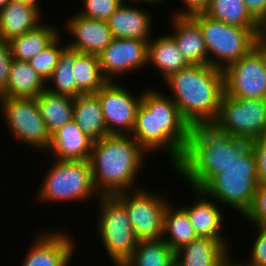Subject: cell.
<instances>
[{
	"label": "cell",
	"mask_w": 266,
	"mask_h": 266,
	"mask_svg": "<svg viewBox=\"0 0 266 266\" xmlns=\"http://www.w3.org/2000/svg\"><path fill=\"white\" fill-rule=\"evenodd\" d=\"M190 132L191 126L169 95L144 89L131 136L146 152L168 151L174 169L183 158Z\"/></svg>",
	"instance_id": "1"
},
{
	"label": "cell",
	"mask_w": 266,
	"mask_h": 266,
	"mask_svg": "<svg viewBox=\"0 0 266 266\" xmlns=\"http://www.w3.org/2000/svg\"><path fill=\"white\" fill-rule=\"evenodd\" d=\"M248 146L249 141L233 137L214 123H200L191 127L183 158L174 169L191 189L201 190Z\"/></svg>",
	"instance_id": "2"
},
{
	"label": "cell",
	"mask_w": 266,
	"mask_h": 266,
	"mask_svg": "<svg viewBox=\"0 0 266 266\" xmlns=\"http://www.w3.org/2000/svg\"><path fill=\"white\" fill-rule=\"evenodd\" d=\"M145 154L149 153L131 135H108L93 141L89 162L98 193L115 195L143 188L136 179Z\"/></svg>",
	"instance_id": "3"
},
{
	"label": "cell",
	"mask_w": 266,
	"mask_h": 266,
	"mask_svg": "<svg viewBox=\"0 0 266 266\" xmlns=\"http://www.w3.org/2000/svg\"><path fill=\"white\" fill-rule=\"evenodd\" d=\"M164 82L180 114L191 127L214 122L225 94L223 70L210 65H188Z\"/></svg>",
	"instance_id": "4"
},
{
	"label": "cell",
	"mask_w": 266,
	"mask_h": 266,
	"mask_svg": "<svg viewBox=\"0 0 266 266\" xmlns=\"http://www.w3.org/2000/svg\"><path fill=\"white\" fill-rule=\"evenodd\" d=\"M258 185L256 157L249 145L237 160L222 169L201 190L219 205L233 207L244 216Z\"/></svg>",
	"instance_id": "5"
},
{
	"label": "cell",
	"mask_w": 266,
	"mask_h": 266,
	"mask_svg": "<svg viewBox=\"0 0 266 266\" xmlns=\"http://www.w3.org/2000/svg\"><path fill=\"white\" fill-rule=\"evenodd\" d=\"M203 32L208 52V65L224 70L246 56L260 41L262 29H246L228 25L198 12L190 15Z\"/></svg>",
	"instance_id": "6"
},
{
	"label": "cell",
	"mask_w": 266,
	"mask_h": 266,
	"mask_svg": "<svg viewBox=\"0 0 266 266\" xmlns=\"http://www.w3.org/2000/svg\"><path fill=\"white\" fill-rule=\"evenodd\" d=\"M50 168L38 188V202H82L101 196L95 188L88 160H54Z\"/></svg>",
	"instance_id": "7"
},
{
	"label": "cell",
	"mask_w": 266,
	"mask_h": 266,
	"mask_svg": "<svg viewBox=\"0 0 266 266\" xmlns=\"http://www.w3.org/2000/svg\"><path fill=\"white\" fill-rule=\"evenodd\" d=\"M97 217V231L114 266H123L137 247L126 207L114 195H101Z\"/></svg>",
	"instance_id": "8"
},
{
	"label": "cell",
	"mask_w": 266,
	"mask_h": 266,
	"mask_svg": "<svg viewBox=\"0 0 266 266\" xmlns=\"http://www.w3.org/2000/svg\"><path fill=\"white\" fill-rule=\"evenodd\" d=\"M0 112L13 138L44 154L47 152L51 133L41 116L36 98L0 97Z\"/></svg>",
	"instance_id": "9"
},
{
	"label": "cell",
	"mask_w": 266,
	"mask_h": 266,
	"mask_svg": "<svg viewBox=\"0 0 266 266\" xmlns=\"http://www.w3.org/2000/svg\"><path fill=\"white\" fill-rule=\"evenodd\" d=\"M213 123L233 137L249 142L265 136L266 99H240L224 94Z\"/></svg>",
	"instance_id": "10"
},
{
	"label": "cell",
	"mask_w": 266,
	"mask_h": 266,
	"mask_svg": "<svg viewBox=\"0 0 266 266\" xmlns=\"http://www.w3.org/2000/svg\"><path fill=\"white\" fill-rule=\"evenodd\" d=\"M158 193L139 188L114 195L126 207L138 240L162 239L164 212L170 201L166 195Z\"/></svg>",
	"instance_id": "11"
},
{
	"label": "cell",
	"mask_w": 266,
	"mask_h": 266,
	"mask_svg": "<svg viewBox=\"0 0 266 266\" xmlns=\"http://www.w3.org/2000/svg\"><path fill=\"white\" fill-rule=\"evenodd\" d=\"M223 74L226 95L266 99V45L259 41L246 56L226 67Z\"/></svg>",
	"instance_id": "12"
},
{
	"label": "cell",
	"mask_w": 266,
	"mask_h": 266,
	"mask_svg": "<svg viewBox=\"0 0 266 266\" xmlns=\"http://www.w3.org/2000/svg\"><path fill=\"white\" fill-rule=\"evenodd\" d=\"M108 135H131L142 93L137 97L114 81H107L97 92Z\"/></svg>",
	"instance_id": "13"
},
{
	"label": "cell",
	"mask_w": 266,
	"mask_h": 266,
	"mask_svg": "<svg viewBox=\"0 0 266 266\" xmlns=\"http://www.w3.org/2000/svg\"><path fill=\"white\" fill-rule=\"evenodd\" d=\"M98 58L104 78L107 81H113L115 77L133 73L148 66V42L113 38Z\"/></svg>",
	"instance_id": "14"
},
{
	"label": "cell",
	"mask_w": 266,
	"mask_h": 266,
	"mask_svg": "<svg viewBox=\"0 0 266 266\" xmlns=\"http://www.w3.org/2000/svg\"><path fill=\"white\" fill-rule=\"evenodd\" d=\"M51 229L38 232L21 266H69L76 243L64 232ZM71 237V238H70ZM31 246V247H30Z\"/></svg>",
	"instance_id": "15"
},
{
	"label": "cell",
	"mask_w": 266,
	"mask_h": 266,
	"mask_svg": "<svg viewBox=\"0 0 266 266\" xmlns=\"http://www.w3.org/2000/svg\"><path fill=\"white\" fill-rule=\"evenodd\" d=\"M66 27L74 37L66 45L80 53L99 56L114 38L107 21L87 18L79 13L69 18Z\"/></svg>",
	"instance_id": "16"
},
{
	"label": "cell",
	"mask_w": 266,
	"mask_h": 266,
	"mask_svg": "<svg viewBox=\"0 0 266 266\" xmlns=\"http://www.w3.org/2000/svg\"><path fill=\"white\" fill-rule=\"evenodd\" d=\"M128 3L124 1L107 20L113 37L148 42L151 39V26H153L152 14L143 8L135 7L134 3L133 6L132 3L130 5Z\"/></svg>",
	"instance_id": "17"
},
{
	"label": "cell",
	"mask_w": 266,
	"mask_h": 266,
	"mask_svg": "<svg viewBox=\"0 0 266 266\" xmlns=\"http://www.w3.org/2000/svg\"><path fill=\"white\" fill-rule=\"evenodd\" d=\"M174 33H168L190 65H208V52L200 25L190 15H172Z\"/></svg>",
	"instance_id": "18"
},
{
	"label": "cell",
	"mask_w": 266,
	"mask_h": 266,
	"mask_svg": "<svg viewBox=\"0 0 266 266\" xmlns=\"http://www.w3.org/2000/svg\"><path fill=\"white\" fill-rule=\"evenodd\" d=\"M197 199L188 206H182L189 215L197 237H210L216 240H227L221 232L224 224L219 204L210 199L202 190L192 189ZM222 233V234H221Z\"/></svg>",
	"instance_id": "19"
},
{
	"label": "cell",
	"mask_w": 266,
	"mask_h": 266,
	"mask_svg": "<svg viewBox=\"0 0 266 266\" xmlns=\"http://www.w3.org/2000/svg\"><path fill=\"white\" fill-rule=\"evenodd\" d=\"M92 145L93 140L84 134L73 120L51 134L46 154L53 152L51 155L55 160L89 161Z\"/></svg>",
	"instance_id": "20"
},
{
	"label": "cell",
	"mask_w": 266,
	"mask_h": 266,
	"mask_svg": "<svg viewBox=\"0 0 266 266\" xmlns=\"http://www.w3.org/2000/svg\"><path fill=\"white\" fill-rule=\"evenodd\" d=\"M229 251L227 240L197 237L175 252V262L179 266H218Z\"/></svg>",
	"instance_id": "21"
},
{
	"label": "cell",
	"mask_w": 266,
	"mask_h": 266,
	"mask_svg": "<svg viewBox=\"0 0 266 266\" xmlns=\"http://www.w3.org/2000/svg\"><path fill=\"white\" fill-rule=\"evenodd\" d=\"M41 13L34 7L9 0L0 10V37L10 41L42 23Z\"/></svg>",
	"instance_id": "22"
},
{
	"label": "cell",
	"mask_w": 266,
	"mask_h": 266,
	"mask_svg": "<svg viewBox=\"0 0 266 266\" xmlns=\"http://www.w3.org/2000/svg\"><path fill=\"white\" fill-rule=\"evenodd\" d=\"M73 120L93 141L108 136L101 103L96 93L81 94L74 98Z\"/></svg>",
	"instance_id": "23"
},
{
	"label": "cell",
	"mask_w": 266,
	"mask_h": 266,
	"mask_svg": "<svg viewBox=\"0 0 266 266\" xmlns=\"http://www.w3.org/2000/svg\"><path fill=\"white\" fill-rule=\"evenodd\" d=\"M152 64L162 76L163 81L171 74L190 65L169 34H162L148 41V64Z\"/></svg>",
	"instance_id": "24"
},
{
	"label": "cell",
	"mask_w": 266,
	"mask_h": 266,
	"mask_svg": "<svg viewBox=\"0 0 266 266\" xmlns=\"http://www.w3.org/2000/svg\"><path fill=\"white\" fill-rule=\"evenodd\" d=\"M39 24L33 30L9 41L12 58L29 62L34 56L48 47L59 35L55 26Z\"/></svg>",
	"instance_id": "25"
},
{
	"label": "cell",
	"mask_w": 266,
	"mask_h": 266,
	"mask_svg": "<svg viewBox=\"0 0 266 266\" xmlns=\"http://www.w3.org/2000/svg\"><path fill=\"white\" fill-rule=\"evenodd\" d=\"M46 89L29 62L13 59L6 91L0 97L36 98Z\"/></svg>",
	"instance_id": "26"
},
{
	"label": "cell",
	"mask_w": 266,
	"mask_h": 266,
	"mask_svg": "<svg viewBox=\"0 0 266 266\" xmlns=\"http://www.w3.org/2000/svg\"><path fill=\"white\" fill-rule=\"evenodd\" d=\"M168 203L164 212L162 239L176 252L197 238L187 211Z\"/></svg>",
	"instance_id": "27"
},
{
	"label": "cell",
	"mask_w": 266,
	"mask_h": 266,
	"mask_svg": "<svg viewBox=\"0 0 266 266\" xmlns=\"http://www.w3.org/2000/svg\"><path fill=\"white\" fill-rule=\"evenodd\" d=\"M41 116L52 134L66 123L73 121L74 98L44 90L36 97Z\"/></svg>",
	"instance_id": "28"
},
{
	"label": "cell",
	"mask_w": 266,
	"mask_h": 266,
	"mask_svg": "<svg viewBox=\"0 0 266 266\" xmlns=\"http://www.w3.org/2000/svg\"><path fill=\"white\" fill-rule=\"evenodd\" d=\"M203 13L228 25L262 29V25L251 15L243 0H210Z\"/></svg>",
	"instance_id": "29"
},
{
	"label": "cell",
	"mask_w": 266,
	"mask_h": 266,
	"mask_svg": "<svg viewBox=\"0 0 266 266\" xmlns=\"http://www.w3.org/2000/svg\"><path fill=\"white\" fill-rule=\"evenodd\" d=\"M76 61V50L66 46L59 57L58 64L46 81V90L51 93L77 97L83 94L77 87L73 67ZM52 82L53 85H49ZM48 83V85H47Z\"/></svg>",
	"instance_id": "30"
},
{
	"label": "cell",
	"mask_w": 266,
	"mask_h": 266,
	"mask_svg": "<svg viewBox=\"0 0 266 266\" xmlns=\"http://www.w3.org/2000/svg\"><path fill=\"white\" fill-rule=\"evenodd\" d=\"M175 252L163 240H139L131 258L123 266H172Z\"/></svg>",
	"instance_id": "31"
},
{
	"label": "cell",
	"mask_w": 266,
	"mask_h": 266,
	"mask_svg": "<svg viewBox=\"0 0 266 266\" xmlns=\"http://www.w3.org/2000/svg\"><path fill=\"white\" fill-rule=\"evenodd\" d=\"M73 72L77 87L83 94L96 93L107 82L97 55L76 50Z\"/></svg>",
	"instance_id": "32"
},
{
	"label": "cell",
	"mask_w": 266,
	"mask_h": 266,
	"mask_svg": "<svg viewBox=\"0 0 266 266\" xmlns=\"http://www.w3.org/2000/svg\"><path fill=\"white\" fill-rule=\"evenodd\" d=\"M60 39L61 36L59 35L48 47L29 61L30 66L45 82L49 79L57 66L62 50L67 46L62 45L61 47L59 44L61 43Z\"/></svg>",
	"instance_id": "33"
},
{
	"label": "cell",
	"mask_w": 266,
	"mask_h": 266,
	"mask_svg": "<svg viewBox=\"0 0 266 266\" xmlns=\"http://www.w3.org/2000/svg\"><path fill=\"white\" fill-rule=\"evenodd\" d=\"M125 0H82L83 7L77 13L84 17L107 21Z\"/></svg>",
	"instance_id": "34"
},
{
	"label": "cell",
	"mask_w": 266,
	"mask_h": 266,
	"mask_svg": "<svg viewBox=\"0 0 266 266\" xmlns=\"http://www.w3.org/2000/svg\"><path fill=\"white\" fill-rule=\"evenodd\" d=\"M254 227L266 229V185H258L253 202L243 216Z\"/></svg>",
	"instance_id": "35"
},
{
	"label": "cell",
	"mask_w": 266,
	"mask_h": 266,
	"mask_svg": "<svg viewBox=\"0 0 266 266\" xmlns=\"http://www.w3.org/2000/svg\"><path fill=\"white\" fill-rule=\"evenodd\" d=\"M12 61L9 41L0 37V96L7 89Z\"/></svg>",
	"instance_id": "36"
},
{
	"label": "cell",
	"mask_w": 266,
	"mask_h": 266,
	"mask_svg": "<svg viewBox=\"0 0 266 266\" xmlns=\"http://www.w3.org/2000/svg\"><path fill=\"white\" fill-rule=\"evenodd\" d=\"M254 151L259 185H266V135L249 142Z\"/></svg>",
	"instance_id": "37"
},
{
	"label": "cell",
	"mask_w": 266,
	"mask_h": 266,
	"mask_svg": "<svg viewBox=\"0 0 266 266\" xmlns=\"http://www.w3.org/2000/svg\"><path fill=\"white\" fill-rule=\"evenodd\" d=\"M256 237L253 239V246H251L250 258L248 261L253 266H266V229L258 227Z\"/></svg>",
	"instance_id": "38"
},
{
	"label": "cell",
	"mask_w": 266,
	"mask_h": 266,
	"mask_svg": "<svg viewBox=\"0 0 266 266\" xmlns=\"http://www.w3.org/2000/svg\"><path fill=\"white\" fill-rule=\"evenodd\" d=\"M184 8L176 10L174 15H192L194 13L203 12L209 5L210 0H181ZM184 9V10H183Z\"/></svg>",
	"instance_id": "39"
},
{
	"label": "cell",
	"mask_w": 266,
	"mask_h": 266,
	"mask_svg": "<svg viewBox=\"0 0 266 266\" xmlns=\"http://www.w3.org/2000/svg\"><path fill=\"white\" fill-rule=\"evenodd\" d=\"M251 15L262 25L266 21V0H243Z\"/></svg>",
	"instance_id": "40"
},
{
	"label": "cell",
	"mask_w": 266,
	"mask_h": 266,
	"mask_svg": "<svg viewBox=\"0 0 266 266\" xmlns=\"http://www.w3.org/2000/svg\"><path fill=\"white\" fill-rule=\"evenodd\" d=\"M232 251L230 250L223 258L222 260L220 261L219 265L218 266H253L251 265L249 262L246 263L245 262H241V263H236V262H233L234 259H232Z\"/></svg>",
	"instance_id": "41"
},
{
	"label": "cell",
	"mask_w": 266,
	"mask_h": 266,
	"mask_svg": "<svg viewBox=\"0 0 266 266\" xmlns=\"http://www.w3.org/2000/svg\"><path fill=\"white\" fill-rule=\"evenodd\" d=\"M16 1H19L21 3H24V4H27V5H30L34 8H36L40 13H42L40 10L42 7L39 6V0H16Z\"/></svg>",
	"instance_id": "42"
},
{
	"label": "cell",
	"mask_w": 266,
	"mask_h": 266,
	"mask_svg": "<svg viewBox=\"0 0 266 266\" xmlns=\"http://www.w3.org/2000/svg\"><path fill=\"white\" fill-rule=\"evenodd\" d=\"M162 1H164V0H128V2H130V3H131V2H132V3H135V5L138 4V6H139V2H140V3H142V2H143V3H147L148 5H149V3H150V4L153 3V5H154V3L158 4V2L161 3Z\"/></svg>",
	"instance_id": "43"
},
{
	"label": "cell",
	"mask_w": 266,
	"mask_h": 266,
	"mask_svg": "<svg viewBox=\"0 0 266 266\" xmlns=\"http://www.w3.org/2000/svg\"><path fill=\"white\" fill-rule=\"evenodd\" d=\"M260 42L266 45V21L262 24Z\"/></svg>",
	"instance_id": "44"
},
{
	"label": "cell",
	"mask_w": 266,
	"mask_h": 266,
	"mask_svg": "<svg viewBox=\"0 0 266 266\" xmlns=\"http://www.w3.org/2000/svg\"><path fill=\"white\" fill-rule=\"evenodd\" d=\"M9 0H0V10L4 8V6L7 4Z\"/></svg>",
	"instance_id": "45"
},
{
	"label": "cell",
	"mask_w": 266,
	"mask_h": 266,
	"mask_svg": "<svg viewBox=\"0 0 266 266\" xmlns=\"http://www.w3.org/2000/svg\"><path fill=\"white\" fill-rule=\"evenodd\" d=\"M172 266H179L176 262Z\"/></svg>",
	"instance_id": "46"
}]
</instances>
